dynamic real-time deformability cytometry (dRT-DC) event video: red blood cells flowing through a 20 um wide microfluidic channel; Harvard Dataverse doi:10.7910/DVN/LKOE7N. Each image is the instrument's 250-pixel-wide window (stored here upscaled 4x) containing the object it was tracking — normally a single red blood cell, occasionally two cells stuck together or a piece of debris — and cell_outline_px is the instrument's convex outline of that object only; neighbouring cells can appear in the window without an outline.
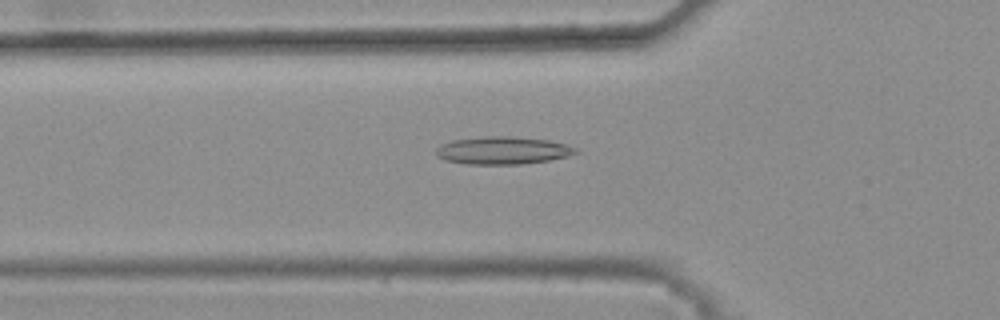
{"species": "common noctule bat (a hibernating species)", "species_latin": "Nyctalus noctula", "temperature_condition": "warm", "stored_images_in_passage": 38, "camera_frame_rate_fps": 3000, "um_per_image_px": 0.085, "animal": {"sex": "female", "body_mass_g": 25.1}, "frame": {"image": 1, "passage_image": 9, "time_ms": 2.667, "image_size_px": [1000, 320], "cell_outline_px": [[580, 152], [568, 156], [548, 160], [520, 164], [468, 164], [444, 160], [436, 156], [436, 148], [440, 144], [452, 140], [484, 136], [508, 136], [548, 140], [568, 144], [576, 148]], "centroid_in_image_um": [42.72, 12.78], "position_along_channel_um": 83.1, "area_um2": 22.6}}
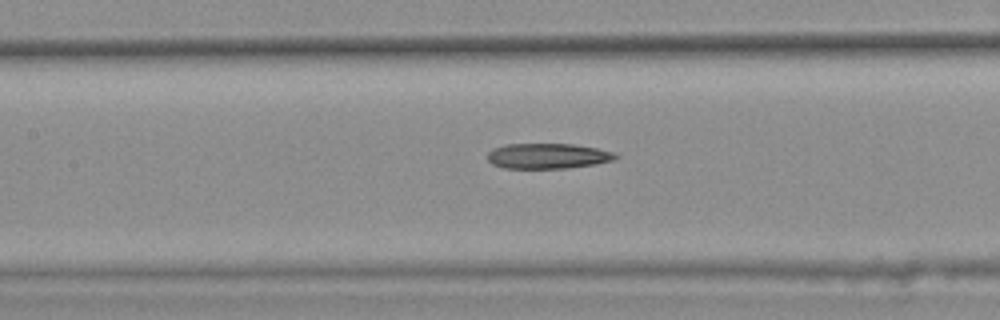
{"frame": {"image": 2, "passage_image": 15, "time_ms": 4.667, "image_size_px": [1000, 320], "cell_outline_px": [[620, 156], [612, 160], [596, 164], [568, 168], [504, 168], [492, 164], [488, 160], [488, 152], [492, 148], [504, 144], [572, 144], [596, 148], [616, 152]], "centroid_in_image_um": [46.56, 13.26], "position_along_channel_um": 160.8, "area_um2": 19.02}}
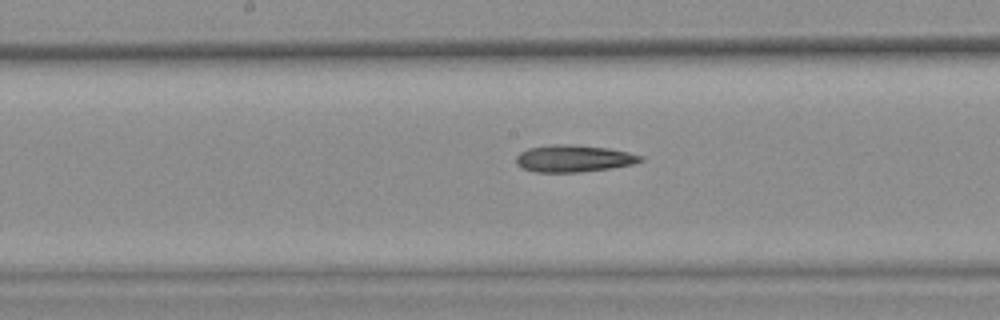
{"frame": {"image": 3, "passage_image": 18, "time_ms": 5.667, "image_size_px": [1000, 320], "cell_outline_px": [[644, 160], [632, 164], [612, 168], [576, 172], [536, 172], [524, 168], [516, 164], [516, 156], [520, 152], [528, 148], [552, 144], [572, 144], [608, 148], [628, 152], [644, 156]], "centroid_in_image_um": [48.77, 13.46], "position_along_channel_um": 199.4, "area_um2": 19.59}}